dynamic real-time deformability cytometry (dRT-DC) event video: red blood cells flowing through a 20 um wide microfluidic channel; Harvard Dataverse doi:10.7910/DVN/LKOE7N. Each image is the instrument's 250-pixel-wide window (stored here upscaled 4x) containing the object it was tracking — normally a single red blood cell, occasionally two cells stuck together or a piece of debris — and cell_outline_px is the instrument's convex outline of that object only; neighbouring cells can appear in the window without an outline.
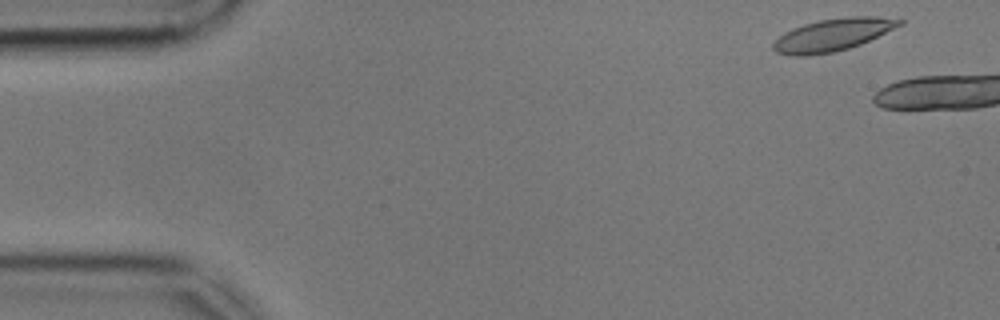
{"species": "common noctule bat (a hibernating species)", "species_latin": "Nyctalus noctula", "temperature_condition": "cold", "stored_images_in_passage": 6, "camera_frame_rate_fps": 3000, "um_per_image_px": 0.085, "animal": {"sex": "male", "body_mass_g": 17.9, "forearm_length_mm": 54.2}, "frame": {"image": 1, "passage_image": 2, "time_ms": 0.333, "image_size_px": [1000, 320], "cell_outline_px": [[904, 24], [860, 44], [848, 48], [832, 52], [808, 56], [792, 56], [776, 52], [772, 48], [772, 44], [784, 32], [792, 28], [804, 24], [820, 20], [848, 16], [876, 16], [904, 20]], "centroid_in_image_um": [70.77, 2.96], "position_along_channel_um": 14.2, "area_um2": 23.76}}